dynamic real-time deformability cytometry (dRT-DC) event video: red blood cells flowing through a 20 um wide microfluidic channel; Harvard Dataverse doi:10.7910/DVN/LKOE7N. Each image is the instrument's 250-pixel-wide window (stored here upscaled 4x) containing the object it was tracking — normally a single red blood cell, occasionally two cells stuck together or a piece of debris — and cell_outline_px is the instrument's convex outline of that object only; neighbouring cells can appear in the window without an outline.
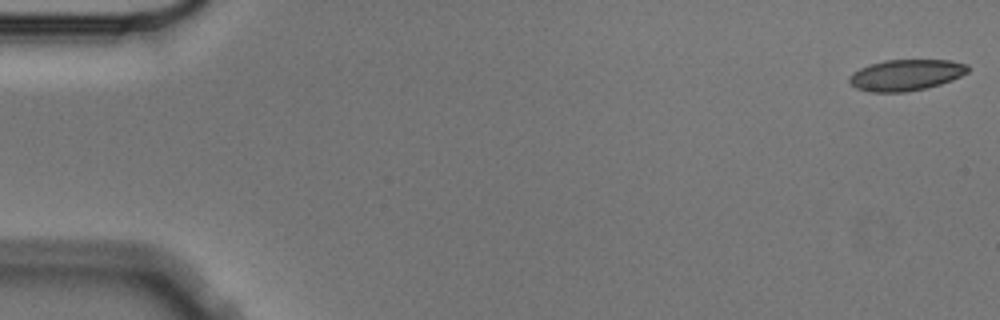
{"species": "Egyptian fruit bat (a non-hibernating species)", "species_latin": "Rousettus aegyptiacus", "temperature_condition": "cold", "stored_images_in_passage": 6, "segment_of_instrument_passage": [1, 2], "camera_frame_rate_fps": 3000, "um_per_image_px": 0.085, "animal": {"sex": "male"}, "frame": {"image": 1, "passage_image": 1, "time_ms": 0.0, "image_size_px": [1000, 320], "cell_outline_px": [[968, 72], [952, 80], [928, 88], [908, 92], [868, 92], [856, 88], [848, 80], [848, 76], [852, 72], [860, 68], [884, 60], [952, 60], [968, 64]], "centroid_in_image_um": [77.0, 6.38], "position_along_channel_um": 8.0, "area_um2": 21.68}}
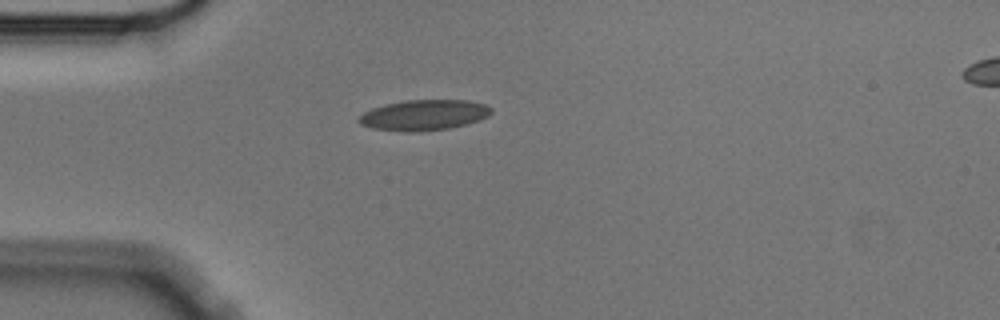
{"frame": {"image": 2, "passage_image": 5, "time_ms": 1.333, "image_size_px": [1000, 320], "cell_outline_px": [[492, 112], [488, 116], [480, 120], [448, 128], [420, 132], [408, 132], [372, 128], [360, 124], [356, 120], [364, 112], [372, 108], [384, 104], [404, 100], [468, 100], [484, 104], [492, 108]], "centroid_in_image_um": [36.02, 9.78], "position_along_channel_um": 49.0, "area_um2": 23.64}}